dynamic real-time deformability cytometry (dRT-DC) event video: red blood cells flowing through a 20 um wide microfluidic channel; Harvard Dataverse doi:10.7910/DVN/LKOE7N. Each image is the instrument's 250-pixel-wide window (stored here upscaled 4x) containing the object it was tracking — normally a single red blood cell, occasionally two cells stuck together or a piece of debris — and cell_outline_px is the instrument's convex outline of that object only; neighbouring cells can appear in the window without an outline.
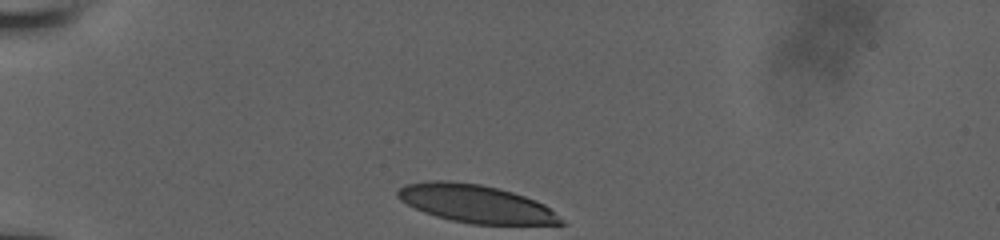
{"species": "human", "species_latin": "Homo sapiens", "temperature_condition": "room temperature", "stored_images_in_passage": 32, "camera_frame_rate_fps": 3000, "um_per_image_px": 0.085, "donor": {"sex": "male"}, "frame": {"image": 1, "passage_image": 1, "time_ms": 0.0, "image_size_px": [1000, 240], "cell_outline_px": [[568, 224], [472, 224], [452, 220], [436, 216], [424, 212], [400, 200], [396, 196], [396, 192], [404, 184], [428, 180], [448, 180], [480, 184], [512, 192], [536, 200], [544, 204], [564, 220]], "centroid_in_image_um": [40.43, 17.31], "position_along_channel_um": 44.6, "area_um2": 35.95}}
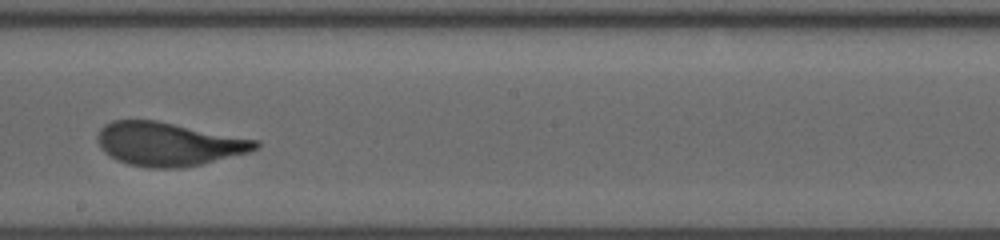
{"frame": {"image": 2, "passage_image": 19, "time_ms": 6.0, "image_size_px": [1000, 240], "cell_outline_px": [[260, 148], [248, 152], [200, 164], [180, 168], [148, 168], [128, 164], [116, 160], [104, 152], [96, 140], [96, 136], [100, 128], [104, 124], [112, 120], [156, 120], [260, 140]], "centroid_in_image_um": [14.3, 12.23], "position_along_channel_um": 233.9, "area_um2": 40.29}}
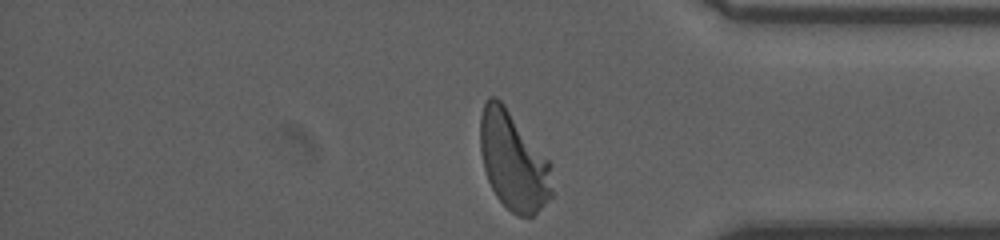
{"frame": {"image": 3, "passage_image": 32, "time_ms": 10.333, "image_size_px": [1000, 240], "cell_outline_px": [[556, 192], [532, 216], [516, 216], [496, 196], [488, 180], [484, 168], [480, 152], [480, 116], [484, 104], [488, 96], [496, 96], [504, 104], [552, 164]], "centroid_in_image_um": [43.67, 13.7], "position_along_channel_um": 391.5, "area_um2": 41.62}, "authors_computed_cell_mechanics": {"area_um2": 40.2577, "velocity_mm_per_s": 3.8977, "shape_relaxation_time_tau1_ms": 2.9861, "shape_relaxation_time_tau2_ms": null, "deformation_change_tau1": 0.1603, "deformation_change_tau2": null}}